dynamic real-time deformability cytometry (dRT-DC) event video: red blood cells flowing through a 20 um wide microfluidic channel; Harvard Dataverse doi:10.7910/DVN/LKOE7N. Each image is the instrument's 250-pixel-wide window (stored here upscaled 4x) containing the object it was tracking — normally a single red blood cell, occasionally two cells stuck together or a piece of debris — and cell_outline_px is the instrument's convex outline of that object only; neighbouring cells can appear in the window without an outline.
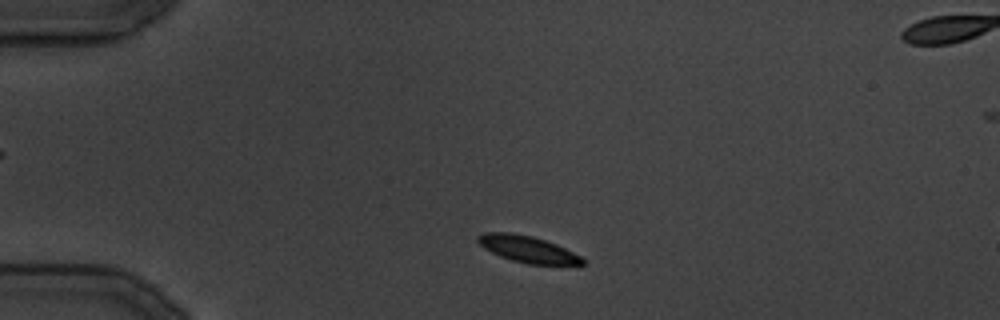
{"species": "common noctule bat (a hibernating species)", "species_latin": "Nyctalus noctula", "temperature_condition": "cold", "stored_images_in_passage": 4, "camera_frame_rate_fps": 3000, "um_per_image_px": 0.085, "animal": {"sex": "male", "body_mass_g": 19.5, "forearm_length_mm": 54.6}, "frame": {"image": 1, "passage_image": 1, "time_ms": 0.0, "image_size_px": [1000, 320], "cell_outline_px": [[584, 264], [580, 268], [528, 264], [512, 260], [500, 256], [484, 248], [476, 240], [476, 236], [484, 232], [512, 232], [532, 236], [556, 244], [580, 256], [584, 260]], "centroid_in_image_um": [44.94, 21.23], "position_along_channel_um": 40.1, "area_um2": 16.82}}